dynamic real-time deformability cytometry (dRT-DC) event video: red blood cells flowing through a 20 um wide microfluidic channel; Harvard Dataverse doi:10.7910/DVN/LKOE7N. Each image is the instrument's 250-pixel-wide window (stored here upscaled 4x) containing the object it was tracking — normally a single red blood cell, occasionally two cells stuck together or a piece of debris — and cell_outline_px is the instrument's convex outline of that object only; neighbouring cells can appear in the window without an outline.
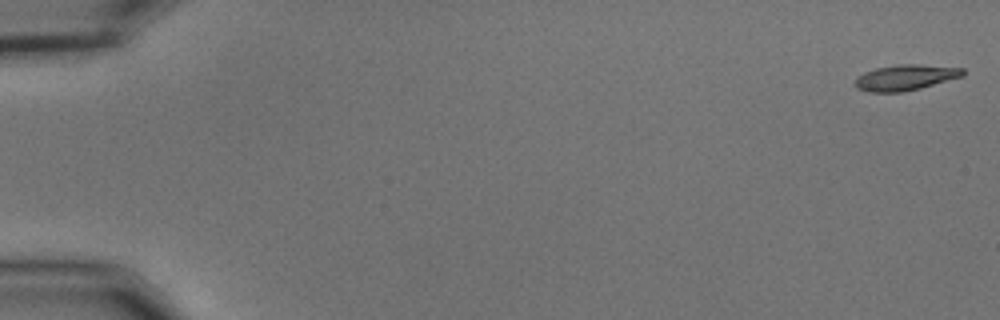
{"species": "common noctule bat (a hibernating species)", "species_latin": "Nyctalus noctula", "temperature_condition": "cold", "stored_images_in_passage": 56, "camera_frame_rate_fps": 3000, "um_per_image_px": 0.085, "animal": {"sex": "male", "body_mass_g": 15.6}, "frame": {"image": 1, "passage_image": 1, "time_ms": 0.0, "image_size_px": [1000, 320], "cell_outline_px": [[964, 76], [920, 88], [904, 92], [868, 92], [856, 88], [856, 76], [864, 72], [876, 68], [896, 64], [920, 64], [964, 68]], "centroid_in_image_um": [76.96, 6.58], "position_along_channel_um": 8.0, "area_um2": 16.24}}
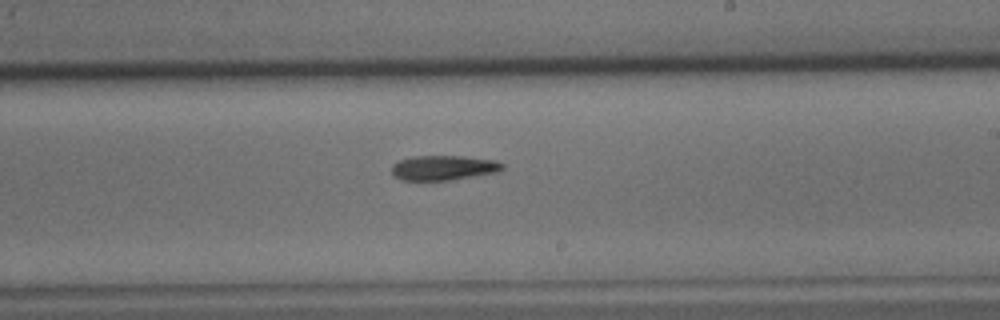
{"frame": {"image": 2, "passage_image": 34, "time_ms": 11.0, "image_size_px": [1000, 320], "cell_outline_px": [[504, 168], [496, 172], [448, 180], [400, 180], [392, 176], [392, 164], [400, 160], [412, 156], [464, 156], [496, 160], [504, 164]], "centroid_in_image_um": [37.67, 14.25], "position_along_channel_um": 251.3, "area_um2": 16.01}}
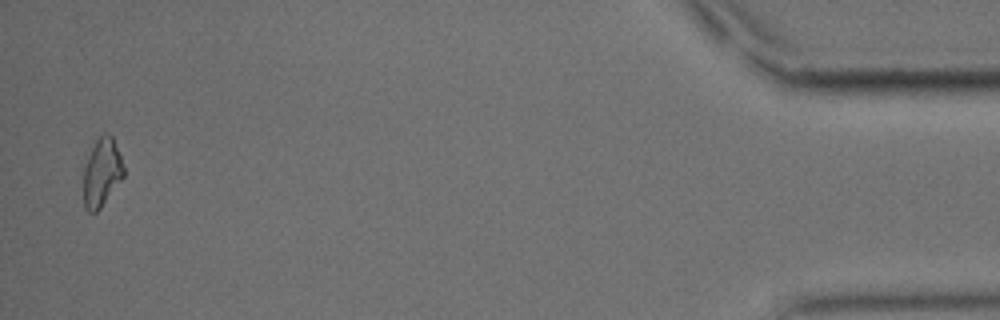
{"frame": {"image": 3, "passage_image": 55, "time_ms": 18.0, "image_size_px": [1000, 320], "cell_outline_px": [[124, 176], [100, 208], [96, 212], [88, 212], [84, 208], [84, 168], [88, 156], [96, 140], [104, 132], [112, 136], [120, 156], [124, 168]], "centroid_in_image_um": [8.65, 14.67], "position_along_channel_um": 426.6, "area_um2": 15.72}, "authors_computed_cell_mechanics": {"area_um2": 16.2418, "velocity_mm_per_s": 3.6334, "shape_relaxation_time_tau1_ms": 4.6332, "shape_relaxation_time_tau2_ms": null, "deformation_change_tau1": 0.1656, "deformation_change_tau2": null}}